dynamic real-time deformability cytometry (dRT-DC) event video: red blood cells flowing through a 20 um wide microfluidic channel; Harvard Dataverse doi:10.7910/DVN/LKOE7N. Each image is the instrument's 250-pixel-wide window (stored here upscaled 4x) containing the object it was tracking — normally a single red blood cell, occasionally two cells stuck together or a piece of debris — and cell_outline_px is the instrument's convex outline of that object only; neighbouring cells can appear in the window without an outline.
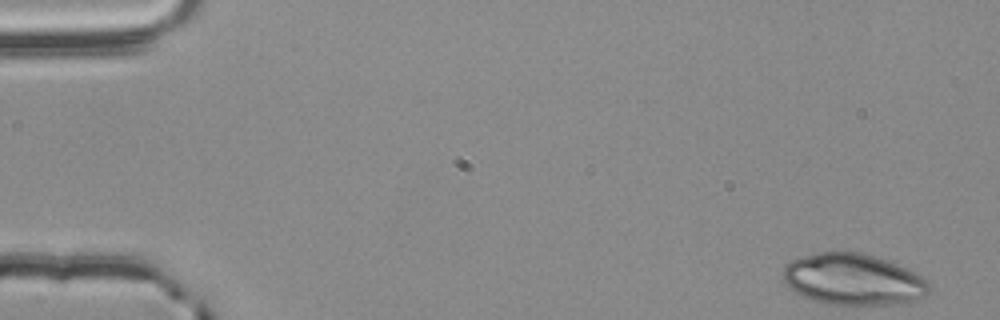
{"species": "common noctule bat (a hibernating species)", "species_latin": "Nyctalus noctula", "temperature_condition": "room temperature", "stored_images_in_passage": 54, "camera_frame_rate_fps": 3000, "um_per_image_px": 0.085, "animal": {"sex": "male", "body_mass_g": 20.4}, "frame": {"image": 1, "passage_image": 1, "time_ms": 0.0, "image_size_px": [1000, 320], "cell_outline_px": [[928, 296], [908, 304], [828, 304], [812, 300], [796, 292], [784, 280], [780, 272], [784, 264], [792, 260], [804, 256], [820, 252], [860, 252], [892, 260], [916, 272], [928, 284]], "centroid_in_image_um": [72.56, 23.74], "position_along_channel_um": 12.4, "area_um2": 44.1}}
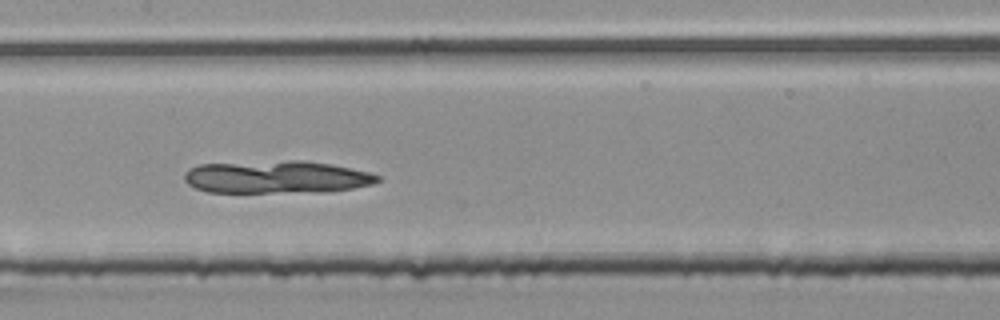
{"frame": {"image": 2, "passage_image": 26, "time_ms": 8.333, "image_size_px": [1000, 320], "cell_outline_px": [[380, 180], [372, 184], [352, 188], [320, 192], [208, 192], [196, 188], [188, 184], [184, 180], [184, 172], [188, 168], [200, 164], [288, 160], [304, 160], [332, 164], [368, 172], [380, 176]], "centroid_in_image_um": [23.48, 15.04], "position_along_channel_um": 183.9, "area_um2": 36.82}}
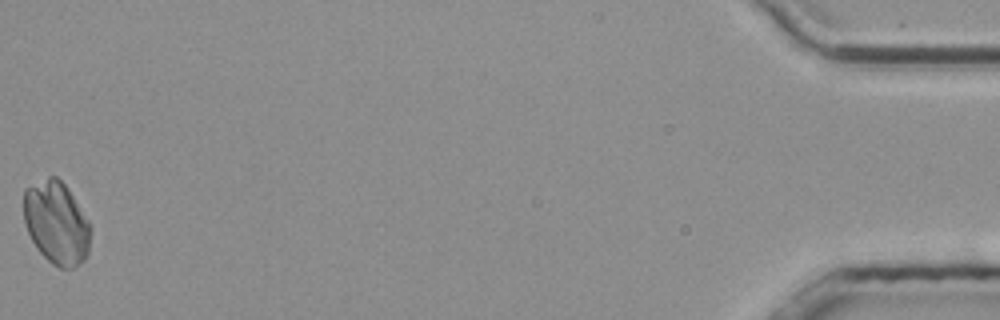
{"frame": {"image": 3, "passage_image": 54, "time_ms": 17.667, "image_size_px": [1000, 320], "cell_outline_px": [[92, 228], [88, 256], [84, 260], [72, 268], [60, 268], [52, 264], [36, 248], [24, 224], [24, 188], [48, 176], [56, 176], [68, 188], [88, 220]], "centroid_in_image_um": [4.81, 18.94], "position_along_channel_um": 430.4, "area_um2": 32.54}}